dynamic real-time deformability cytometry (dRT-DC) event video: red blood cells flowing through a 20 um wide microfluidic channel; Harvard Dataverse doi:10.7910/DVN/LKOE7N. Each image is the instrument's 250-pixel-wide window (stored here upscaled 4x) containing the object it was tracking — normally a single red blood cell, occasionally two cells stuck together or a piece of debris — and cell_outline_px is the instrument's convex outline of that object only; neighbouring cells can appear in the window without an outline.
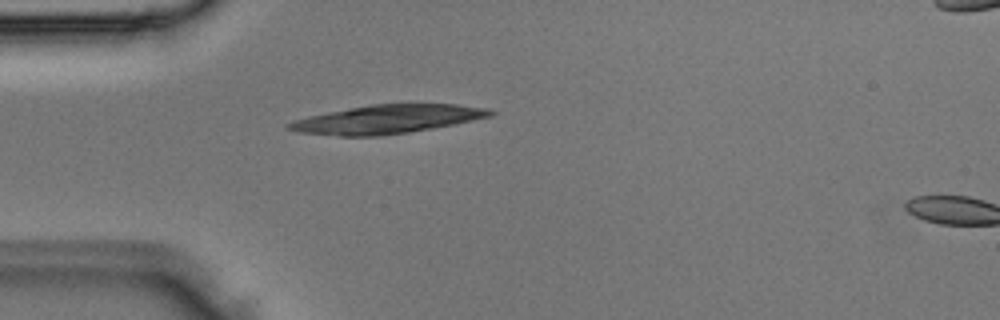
{"species": "Egyptian fruit bat (a non-hibernating species)", "species_latin": "Rousettus aegyptiacus", "temperature_condition": "room temperature", "stored_images_in_passage": 2, "segment_of_instrument_passage": [1, 2], "camera_frame_rate_fps": 3000, "um_per_image_px": 0.085, "animal": {"sex": "male"}, "frame": {"image": 1, "passage_image": 1, "time_ms": 0.0, "image_size_px": [1000, 320], "cell_outline_px": [[496, 112], [492, 116], [432, 128], [408, 132], [380, 136], [340, 136], [300, 132], [284, 128], [284, 124], [292, 120], [308, 116], [328, 112], [372, 104], [456, 104], [488, 108]], "centroid_in_image_um": [32.87, 10.13], "position_along_channel_um": 52.1, "area_um2": 33.41}}